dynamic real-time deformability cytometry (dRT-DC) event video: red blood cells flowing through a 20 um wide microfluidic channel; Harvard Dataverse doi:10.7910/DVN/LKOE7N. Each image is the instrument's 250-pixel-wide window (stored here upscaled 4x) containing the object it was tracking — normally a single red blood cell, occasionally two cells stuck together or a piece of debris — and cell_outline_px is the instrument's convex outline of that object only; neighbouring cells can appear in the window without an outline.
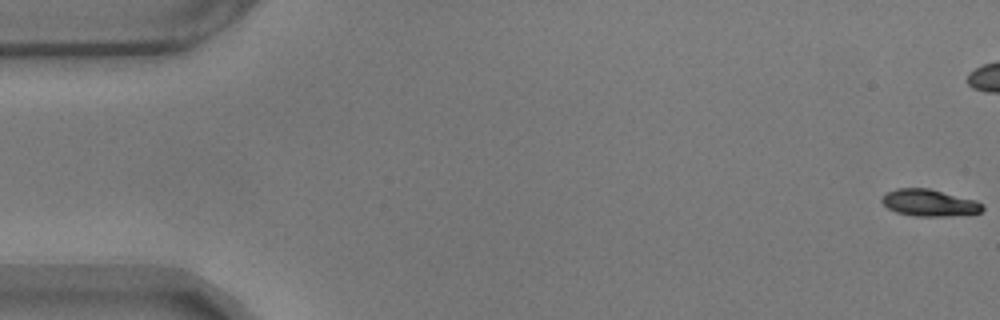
{"species": "common noctule bat (a hibernating species)", "species_latin": "Nyctalus noctula", "temperature_condition": "warm", "stored_images_in_passage": 59, "camera_frame_rate_fps": 3000, "um_per_image_px": 0.085, "animal": {"sex": "male", "body_mass_g": 17.9}, "frame": {"image": 1, "passage_image": 1, "time_ms": 0.0, "image_size_px": [1000, 320], "cell_outline_px": [[984, 208], [980, 212], [972, 216], [916, 216], [896, 212], [888, 208], [880, 200], [888, 192], [896, 188], [928, 188], [976, 200], [984, 204]], "centroid_in_image_um": [79.07, 17.26], "position_along_channel_um": 5.9, "area_um2": 15.95}}
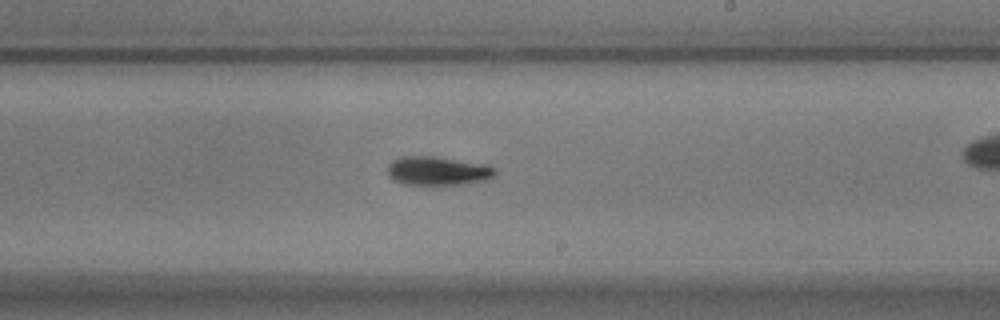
{"frame": {"image": 2, "passage_image": 34, "time_ms": 11.0, "image_size_px": [1000, 320], "cell_outline_px": [[496, 172], [488, 180], [464, 184], [404, 184], [388, 176], [388, 164], [392, 160], [400, 156], [432, 156], [484, 164], [496, 168]], "centroid_in_image_um": [37.2, 14.52], "position_along_channel_um": 251.8, "area_um2": 17.92}}
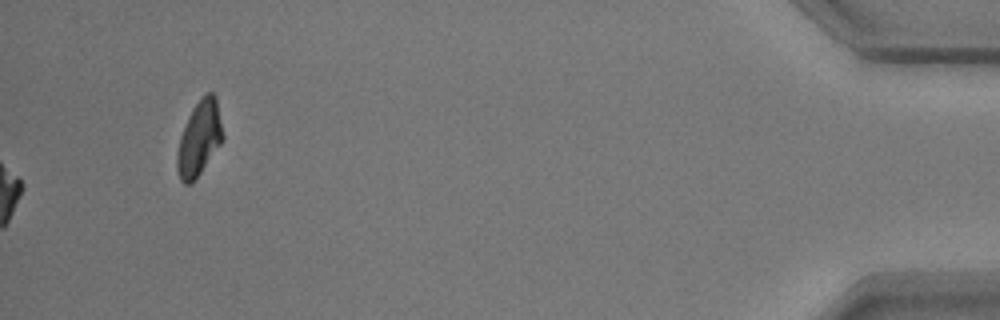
{"frame": {"image": 3, "passage_image": 59, "time_ms": 19.333, "image_size_px": [1000, 320], "cell_outline_px": [[224, 140], [192, 184], [184, 184], [180, 180], [176, 168], [176, 152], [180, 136], [192, 108], [208, 92], [212, 92], [216, 96], [224, 136]], "centroid_in_image_um": [16.93, 11.8], "position_along_channel_um": 418.3, "area_um2": 20.0}, "authors_computed_cell_mechanics": {"area_um2": 17.051, "velocity_mm_per_s": 3.5052, "shape_relaxation_time_tau1_ms": 5.1519, "shape_relaxation_time_tau2_ms": 6.6787, "deformation_change_tau1": 0.1551, "deformation_change_tau2": 0.0977}}